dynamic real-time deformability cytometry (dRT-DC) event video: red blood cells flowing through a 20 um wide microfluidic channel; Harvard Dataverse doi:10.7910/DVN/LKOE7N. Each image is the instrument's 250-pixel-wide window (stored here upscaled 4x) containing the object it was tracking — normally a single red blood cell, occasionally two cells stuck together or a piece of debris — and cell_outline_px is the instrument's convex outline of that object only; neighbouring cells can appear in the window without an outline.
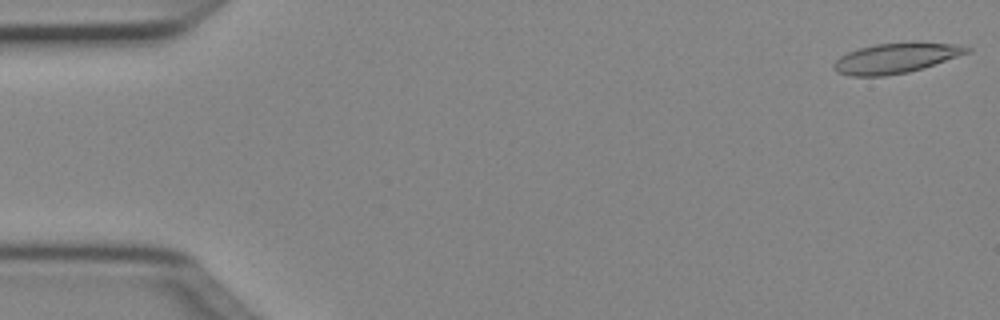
{"species": "Egyptian fruit bat (a non-hibernating species)", "species_latin": "Rousettus aegyptiacus", "temperature_condition": "cold", "stored_images_in_passage": 51, "segment_of_instrument_passage": [1, 2], "camera_frame_rate_fps": 3000, "um_per_image_px": 0.085, "animal": {"sex": "female"}, "frame": {"image": 1, "passage_image": 1, "time_ms": 0.0, "image_size_px": [1000, 320], "cell_outline_px": [[972, 48], [968, 52], [924, 68], [908, 72], [884, 76], [852, 76], [836, 72], [832, 68], [832, 64], [840, 56], [848, 52], [860, 48], [876, 44], [960, 44]], "centroid_in_image_um": [76.07, 4.98], "position_along_channel_um": 8.9, "area_um2": 22.66}}
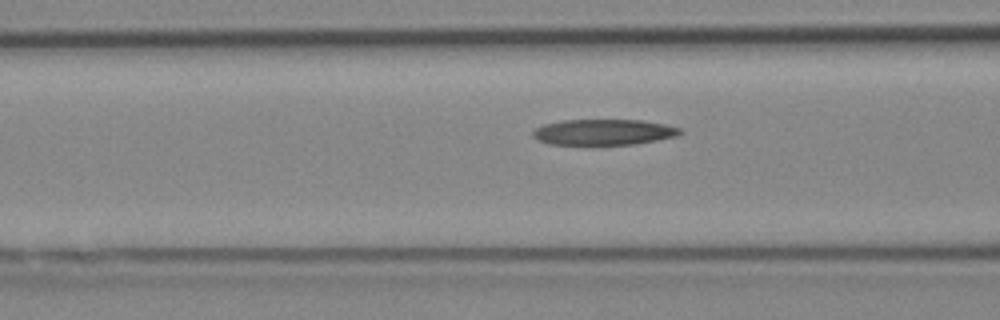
{"frame": {"image": 2, "passage_image": 19, "time_ms": 6.0, "image_size_px": [1000, 320], "cell_outline_px": [[684, 132], [676, 136], [656, 140], [632, 144], [548, 144], [532, 136], [532, 132], [536, 128], [544, 124], [564, 120], [640, 120], [664, 124], [680, 128]], "centroid_in_image_um": [51.31, 11.22], "position_along_channel_um": 115.3, "area_um2": 21.85}}
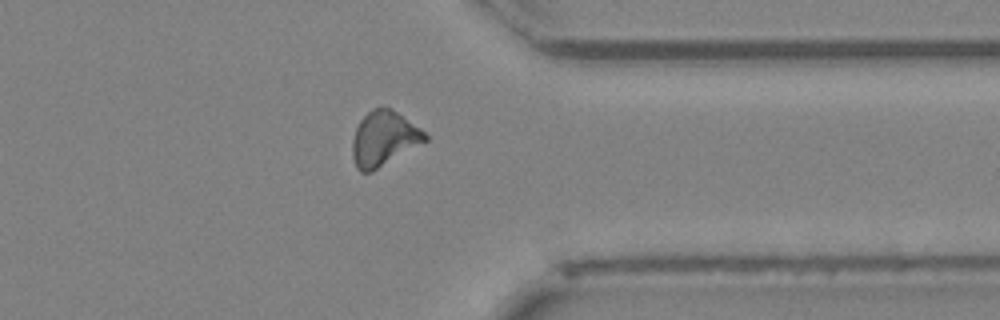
{"frame": {"image": 3, "passage_image": 39, "time_ms": 12.667, "image_size_px": [1000, 320], "cell_outline_px": [[428, 140], [372, 172], [360, 172], [356, 168], [352, 156], [352, 140], [356, 128], [360, 120], [372, 108], [392, 108], [420, 128], [428, 136]], "centroid_in_image_um": [32.61, 11.79], "position_along_channel_um": 378.8, "area_um2": 23.18}}